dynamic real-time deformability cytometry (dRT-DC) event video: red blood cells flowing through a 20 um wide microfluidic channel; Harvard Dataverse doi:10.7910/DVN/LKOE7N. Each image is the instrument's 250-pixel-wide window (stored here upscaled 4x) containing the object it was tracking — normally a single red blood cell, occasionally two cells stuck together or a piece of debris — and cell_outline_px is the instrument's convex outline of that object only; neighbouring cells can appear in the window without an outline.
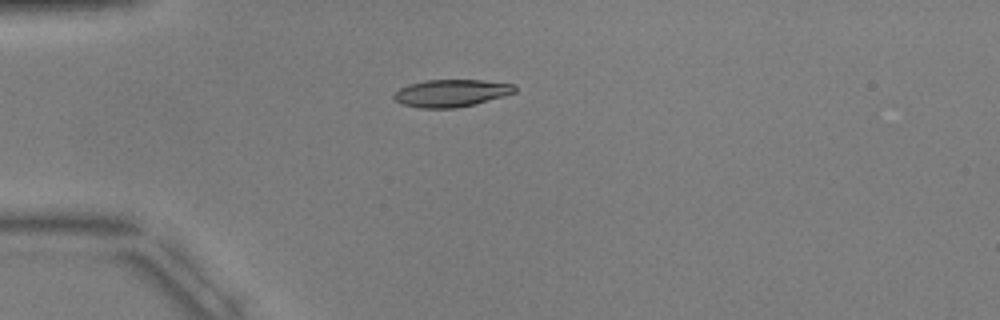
{"species": "common noctule bat (a hibernating species)", "species_latin": "Nyctalus noctula", "temperature_condition": "warm", "stored_images_in_passage": 3, "camera_frame_rate_fps": 3000, "um_per_image_px": 0.085, "animal": {"sex": "male", "body_mass_g": 17.9, "forearm_length_mm": 54.2}, "frame": {"image": 1, "passage_image": 1, "time_ms": 0.0, "image_size_px": [1000, 320], "cell_outline_px": [[516, 92], [504, 96], [476, 104], [456, 108], [420, 108], [404, 104], [396, 100], [392, 96], [400, 88], [408, 84], [424, 80], [484, 80], [516, 84]], "centroid_in_image_um": [38.39, 7.91], "position_along_channel_um": 46.6, "area_um2": 19.36}}